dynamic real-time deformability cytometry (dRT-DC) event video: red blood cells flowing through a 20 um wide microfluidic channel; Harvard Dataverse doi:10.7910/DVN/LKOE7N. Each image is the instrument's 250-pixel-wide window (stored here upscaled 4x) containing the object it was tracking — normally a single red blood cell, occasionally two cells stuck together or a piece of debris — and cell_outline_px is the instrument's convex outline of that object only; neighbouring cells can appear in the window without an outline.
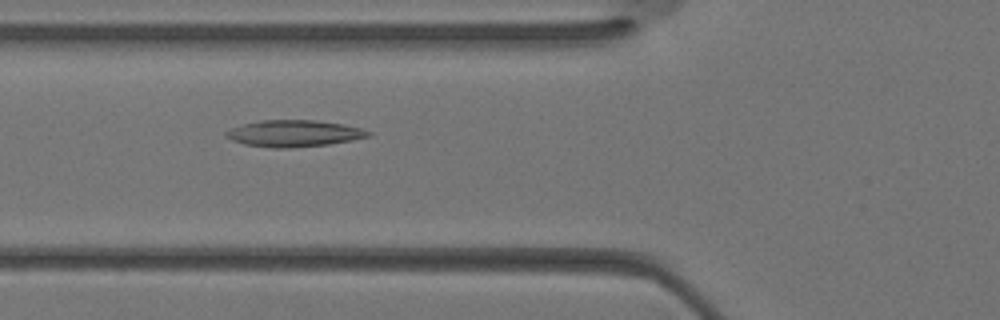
{"species": "Egyptian fruit bat (a non-hibernating species)", "species_latin": "Rousettus aegyptiacus", "temperature_condition": "warm", "stored_images_in_passage": 23, "camera_frame_rate_fps": 3000, "um_per_image_px": 0.085, "animal": {"sex": "female"}, "frame": {"image": 1, "passage_image": 3, "time_ms": 0.667, "image_size_px": [1000, 320], "cell_outline_px": [[372, 132], [368, 136], [352, 140], [328, 144], [288, 148], [272, 148], [244, 144], [232, 140], [224, 132], [232, 128], [244, 124], [260, 120], [316, 120], [344, 124], [360, 128]], "centroid_in_image_um": [24.99, 11.34], "position_along_channel_um": 100.8, "area_um2": 21.85}}
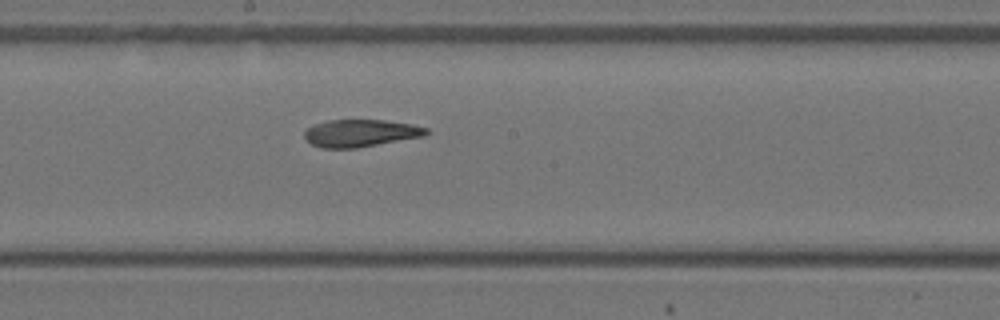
{"frame": {"image": 2, "passage_image": 9, "time_ms": 2.667, "image_size_px": [1000, 320], "cell_outline_px": [[432, 132], [424, 136], [356, 148], [320, 148], [312, 144], [304, 136], [304, 132], [308, 128], [316, 124], [328, 120], [384, 120], [412, 124], [428, 128]], "centroid_in_image_um": [30.68, 11.31], "position_along_channel_um": 217.5, "area_um2": 19.36}}
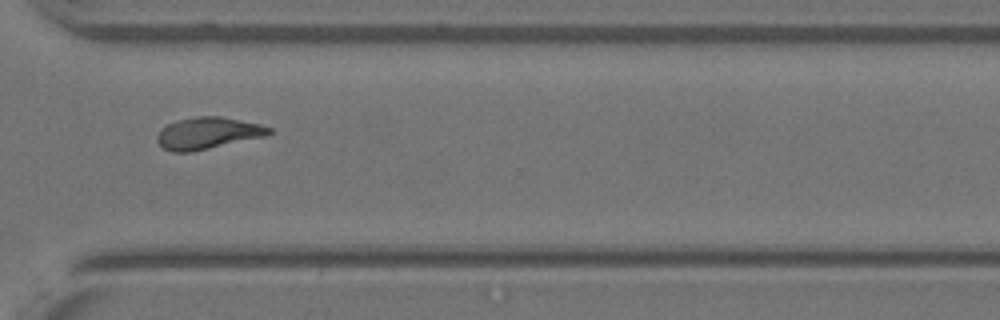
{"frame": {"image": 3, "passage_image": 16, "time_ms": 5.0, "image_size_px": [1000, 320], "cell_outline_px": [[272, 132], [268, 136], [192, 152], [172, 152], [164, 148], [156, 140], [156, 136], [160, 128], [176, 120], [196, 116], [220, 116], [260, 124], [272, 128]], "centroid_in_image_um": [17.67, 11.32], "position_along_channel_um": 352.9, "area_um2": 20.98}}